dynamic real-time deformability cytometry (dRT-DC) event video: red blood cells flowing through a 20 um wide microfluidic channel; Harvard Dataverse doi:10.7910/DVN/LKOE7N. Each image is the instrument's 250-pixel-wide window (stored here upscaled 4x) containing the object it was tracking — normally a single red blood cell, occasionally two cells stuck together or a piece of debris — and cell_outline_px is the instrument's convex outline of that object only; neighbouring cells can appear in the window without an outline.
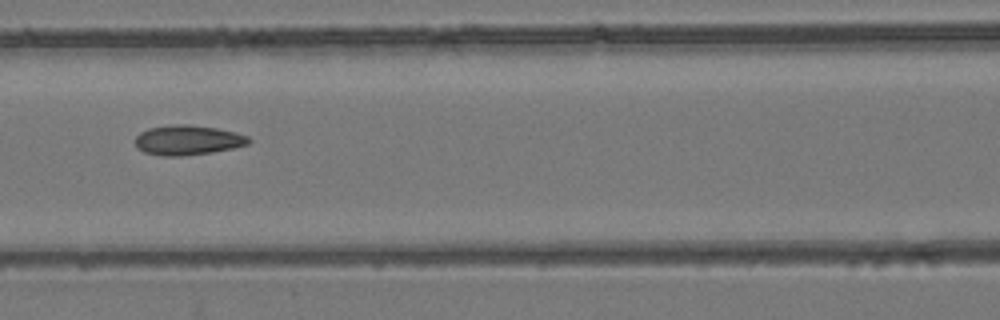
{"species": "common noctule bat (a hibernating species)", "species_latin": "Nyctalus noctula", "temperature_condition": "room temperature", "stored_images_in_passage": 8, "camera_frame_rate_fps": 3000, "um_per_image_px": 0.085, "animal": {"sex": "female", "body_mass_g": 24.6, "forearm_length_mm": 56.2}, "frame": {"image": 1, "passage_image": 8, "time_ms": 8.0, "image_size_px": [1000, 320], "cell_outline_px": [[252, 140], [248, 144], [232, 148], [212, 152], [180, 156], [160, 156], [144, 152], [136, 144], [136, 136], [140, 132], [148, 128], [172, 124], [188, 124], [216, 128], [236, 132], [248, 136]], "centroid_in_image_um": [15.97, 11.9], "position_along_channel_um": 150.6, "area_um2": 19.71}}